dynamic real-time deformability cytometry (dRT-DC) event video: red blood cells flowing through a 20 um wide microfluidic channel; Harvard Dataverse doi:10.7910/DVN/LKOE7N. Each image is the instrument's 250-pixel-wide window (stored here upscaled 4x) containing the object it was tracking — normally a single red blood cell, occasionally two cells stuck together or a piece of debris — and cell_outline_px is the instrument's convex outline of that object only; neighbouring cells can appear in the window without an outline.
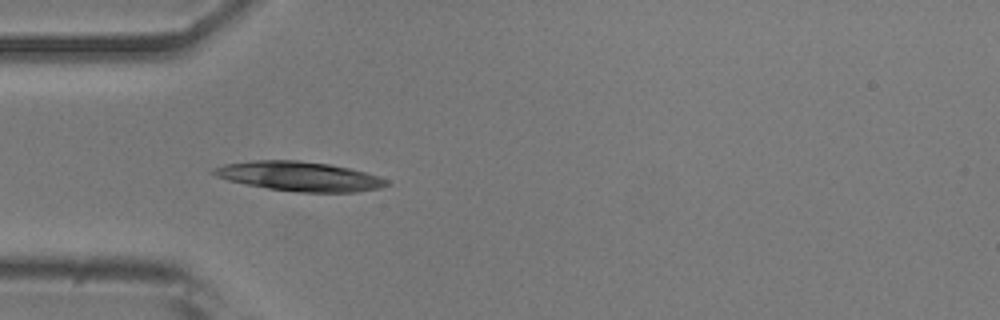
{"species": "common noctule bat (a hibernating species)", "species_latin": "Nyctalus noctula", "temperature_condition": "room temperature", "stored_images_in_passage": 32, "camera_frame_rate_fps": 3000, "um_per_image_px": 0.085, "animal": {"sex": "male", "body_mass_g": 20.5, "forearm_length_mm": 52.5}, "frame": {"image": 1, "passage_image": 4, "time_ms": 1.0, "image_size_px": [1000, 320], "cell_outline_px": [[388, 184], [380, 188], [356, 192], [296, 192], [268, 188], [228, 180], [216, 176], [208, 172], [212, 168], [224, 164], [256, 160], [296, 160], [328, 164], [348, 168], [364, 172], [388, 180]], "centroid_in_image_um": [25.4, 14.98], "position_along_channel_um": 59.6, "area_um2": 29.42}}
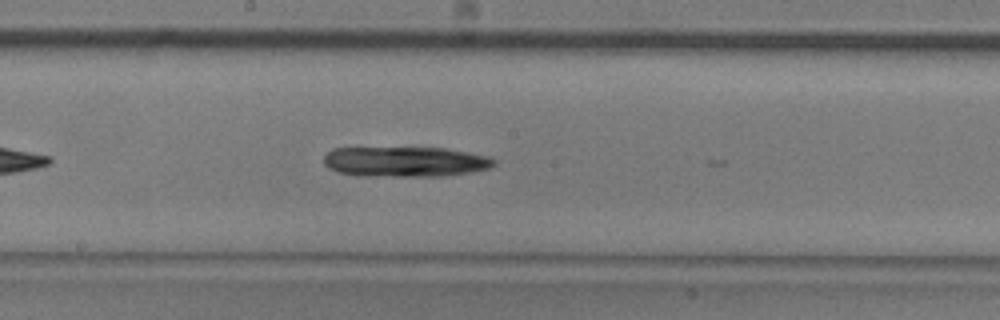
{"frame": {"image": 2, "passage_image": 16, "time_ms": 5.0, "image_size_px": [1000, 320], "cell_outline_px": [[496, 164], [492, 168], [472, 172], [444, 176], [368, 176], [340, 172], [328, 168], [324, 164], [324, 156], [332, 148], [444, 148], [488, 156], [496, 160]], "centroid_in_image_um": [34.48, 13.75], "position_along_channel_um": 213.7, "area_um2": 29.94}}
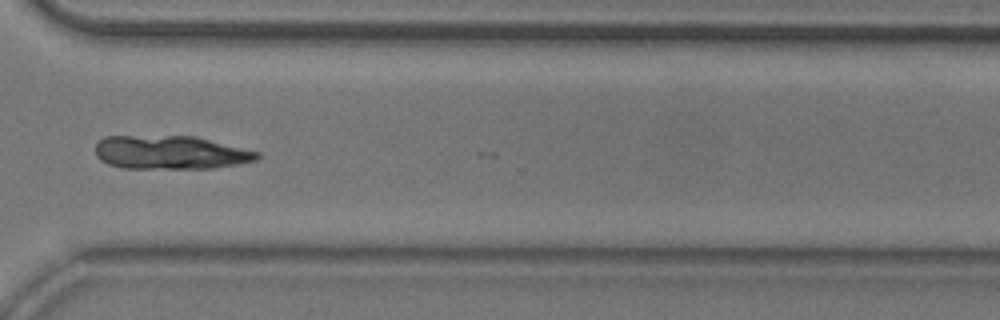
{"frame": {"image": 3, "passage_image": 27, "time_ms": 8.667, "image_size_px": [1000, 320], "cell_outline_px": [[260, 156], [256, 160], [236, 164], [212, 168], [124, 168], [108, 164], [100, 160], [96, 156], [96, 144], [104, 136], [196, 136], [260, 152]], "centroid_in_image_um": [14.48, 12.95], "position_along_channel_um": 356.1, "area_um2": 31.62}}